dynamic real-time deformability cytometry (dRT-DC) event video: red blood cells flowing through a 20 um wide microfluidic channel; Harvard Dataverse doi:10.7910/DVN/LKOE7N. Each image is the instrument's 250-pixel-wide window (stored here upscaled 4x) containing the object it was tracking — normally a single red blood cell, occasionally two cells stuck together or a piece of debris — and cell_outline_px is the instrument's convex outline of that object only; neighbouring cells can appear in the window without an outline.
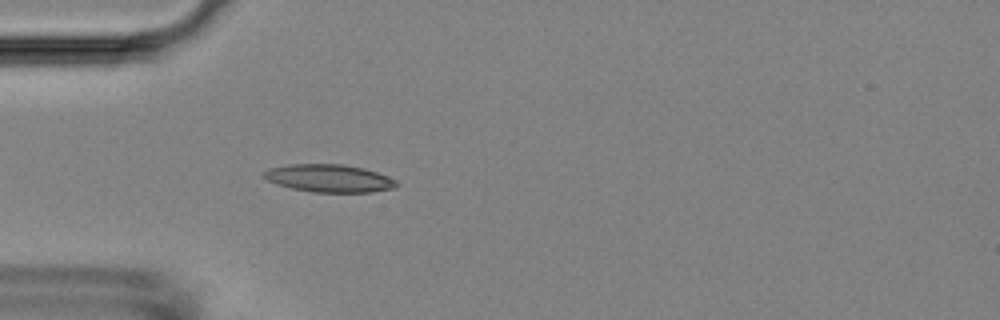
{"species": "Egyptian fruit bat (a non-hibernating species)", "species_latin": "Rousettus aegyptiacus", "temperature_condition": "room temperature", "stored_images_in_passage": 54, "camera_frame_rate_fps": 3000, "um_per_image_px": 0.085, "animal": {"sex": "female"}, "frame": {"image": 1, "passage_image": 16, "time_ms": 5.0, "image_size_px": [1000, 320], "cell_outline_px": [[396, 188], [372, 192], [312, 192], [292, 188], [276, 184], [268, 180], [264, 176], [264, 172], [268, 168], [292, 164], [340, 164], [364, 168], [388, 176], [396, 180]], "centroid_in_image_um": [27.99, 15.15], "position_along_channel_um": 57.0, "area_um2": 21.33}}
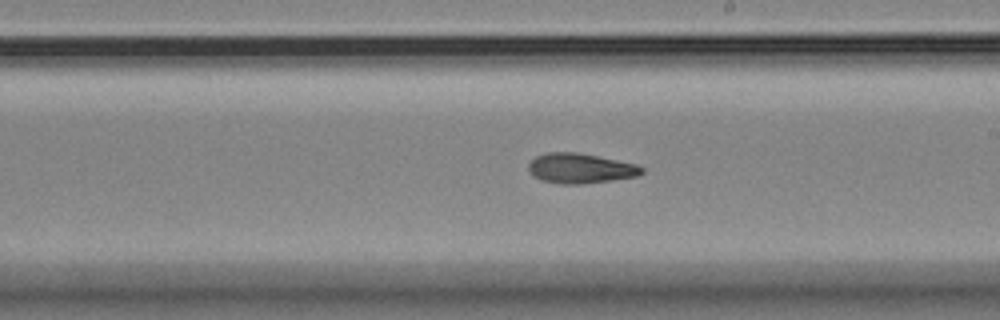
{"frame": {"image": 2, "passage_image": 31, "time_ms": 10.0, "image_size_px": [1000, 320], "cell_outline_px": [[644, 172], [636, 176], [612, 180], [580, 184], [560, 184], [540, 180], [532, 176], [528, 172], [528, 164], [536, 156], [548, 152], [576, 152], [636, 164], [644, 168]], "centroid_in_image_um": [49.28, 14.31], "position_along_channel_um": 239.7, "area_um2": 19.77}}
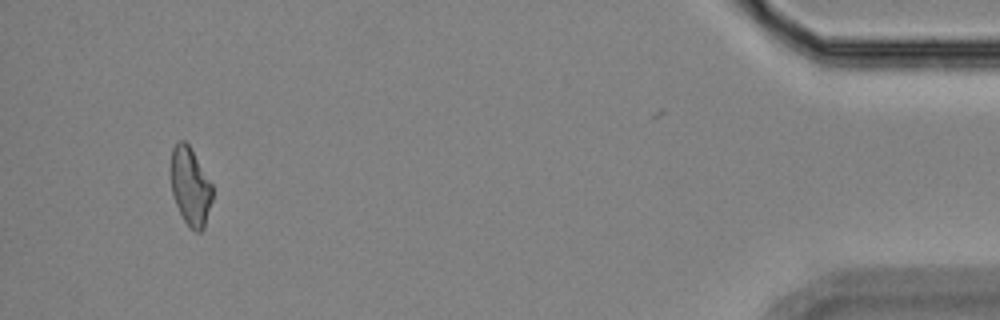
{"frame": {"image": 3, "passage_image": 51, "time_ms": 16.667, "image_size_px": [1000, 320], "cell_outline_px": [[212, 200], [204, 228], [200, 232], [196, 232], [184, 220], [176, 204], [172, 192], [172, 148], [180, 140], [184, 140], [188, 144], [212, 184]], "centroid_in_image_um": [16.2, 15.87], "position_along_channel_um": 419.0, "area_um2": 18.38}, "authors_computed_cell_mechanics": {"area_um2": 19.7676, "velocity_mm_per_s": 3.736, "shape_relaxation_time_tau1_ms": null, "shape_relaxation_time_tau2_ms": 4.3203, "deformation_change_tau1": null, "deformation_change_tau2": 0.124}}